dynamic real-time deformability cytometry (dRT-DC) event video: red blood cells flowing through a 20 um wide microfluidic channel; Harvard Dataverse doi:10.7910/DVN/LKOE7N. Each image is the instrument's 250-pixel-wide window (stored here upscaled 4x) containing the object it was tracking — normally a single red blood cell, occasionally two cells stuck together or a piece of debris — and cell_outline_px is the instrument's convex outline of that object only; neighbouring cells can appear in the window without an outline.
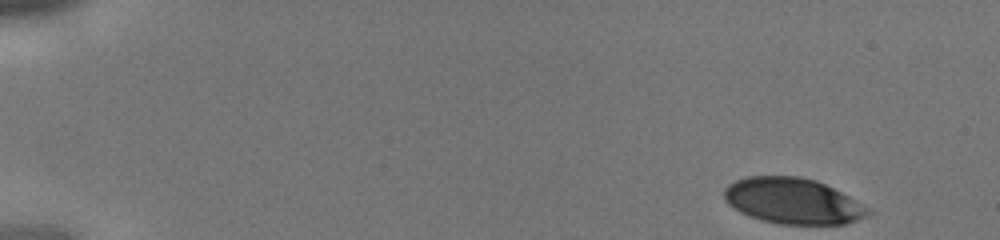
{"species": "human", "species_latin": "Homo sapiens", "temperature_condition": "cold", "stored_images_in_passage": 21, "camera_frame_rate_fps": 3000, "um_per_image_px": 0.085, "donor": {"sex": "male"}, "frame": {"image": 1, "passage_image": 1, "time_ms": 0.0, "image_size_px": [1000, 240], "cell_outline_px": [[872, 212], [868, 216], [844, 224], [780, 224], [764, 220], [740, 212], [732, 208], [724, 200], [724, 188], [728, 184], [736, 180], [748, 176], [800, 176], [816, 180], [848, 196], [868, 208]], "centroid_in_image_um": [67.36, 17.08], "position_along_channel_um": 17.6, "area_um2": 38.21}}
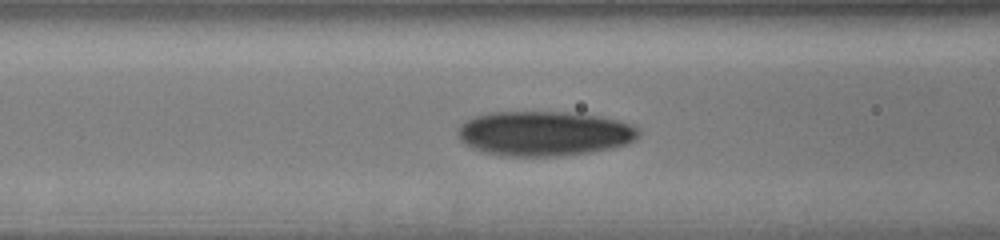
{"frame": {"image": 2, "passage_image": 16, "time_ms": 5.0, "image_size_px": [1000, 240], "cell_outline_px": [[640, 136], [636, 140], [628, 144], [612, 148], [592, 152], [560, 156], [508, 156], [484, 152], [472, 148], [464, 144], [460, 140], [456, 132], [460, 124], [476, 116], [488, 112], [564, 112], [600, 116], [632, 124], [640, 128]], "centroid_in_image_um": [46.28, 11.35], "position_along_channel_um": 120.3, "area_um2": 47.51}}
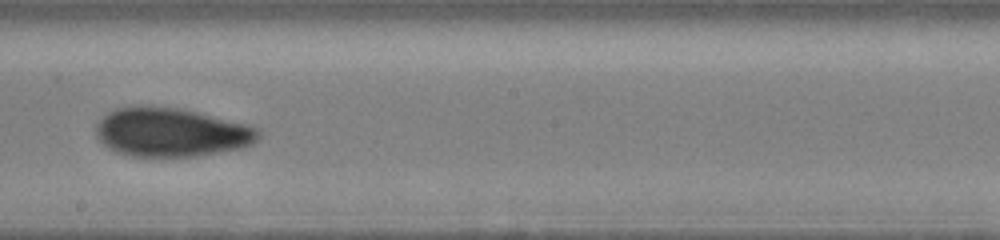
{"frame": {"image": 3, "passage_image": 21, "time_ms": 6.667, "image_size_px": [1000, 240], "cell_outline_px": [[260, 136], [252, 144], [244, 148], [196, 156], [128, 156], [116, 152], [108, 148], [96, 136], [96, 124], [108, 112], [116, 108], [176, 108], [196, 112], [260, 128]], "centroid_in_image_um": [14.57, 11.28], "position_along_channel_um": 233.6, "area_um2": 45.43}}